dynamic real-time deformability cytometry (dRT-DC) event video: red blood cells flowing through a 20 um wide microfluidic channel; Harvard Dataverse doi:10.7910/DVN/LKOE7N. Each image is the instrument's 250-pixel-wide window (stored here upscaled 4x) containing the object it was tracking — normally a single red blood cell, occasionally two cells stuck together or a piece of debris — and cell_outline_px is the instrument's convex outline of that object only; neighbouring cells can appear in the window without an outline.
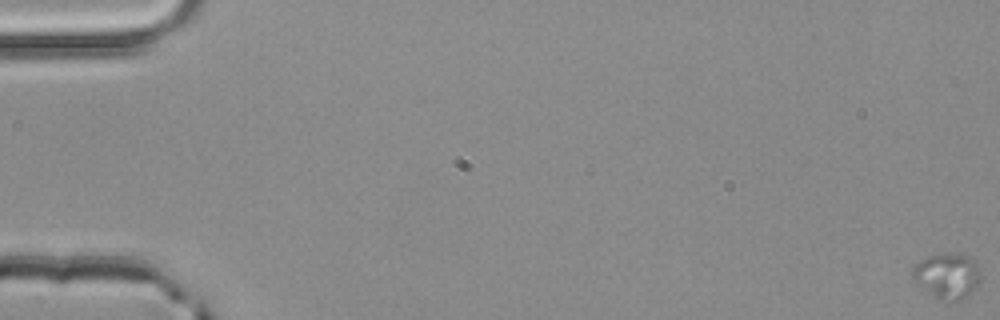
{"species": "common noctule bat (a hibernating species)", "species_latin": "Nyctalus noctula", "temperature_condition": "room temperature", "stored_images_in_passage": 55, "camera_frame_rate_fps": 3000, "um_per_image_px": 0.085, "animal": {"sex": "male", "body_mass_g": 20.4}, "frame": {"image": 1, "passage_image": 1, "time_ms": 0.0, "image_size_px": [1000, 320], "cell_outline_px": [[980, 284], [976, 288], [964, 296], [956, 300], [952, 300], [936, 296], [916, 284], [912, 280], [912, 268], [920, 260], [928, 256], [940, 252], [960, 252], [976, 260], [980, 272]], "centroid_in_image_um": [80.52, 23.35], "position_along_channel_um": 4.5, "area_um2": 18.09}}
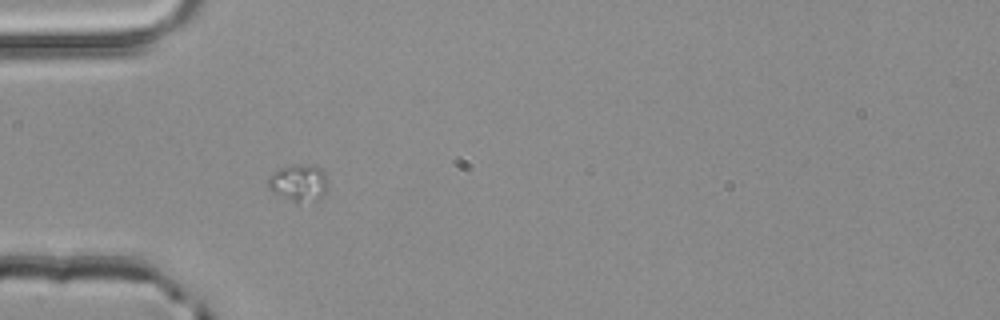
{"frame": {"image": 2, "passage_image": 19, "time_ms": 6.0, "image_size_px": [1000, 320], "cell_outline_px": [[328, 188], [320, 200], [296, 204], [292, 204], [272, 192], [268, 188], [268, 176], [272, 172], [288, 164], [312, 164], [320, 168], [324, 172], [328, 184]], "centroid_in_image_um": [25.38, 15.57], "position_along_channel_um": 59.6, "area_um2": 13.7}}